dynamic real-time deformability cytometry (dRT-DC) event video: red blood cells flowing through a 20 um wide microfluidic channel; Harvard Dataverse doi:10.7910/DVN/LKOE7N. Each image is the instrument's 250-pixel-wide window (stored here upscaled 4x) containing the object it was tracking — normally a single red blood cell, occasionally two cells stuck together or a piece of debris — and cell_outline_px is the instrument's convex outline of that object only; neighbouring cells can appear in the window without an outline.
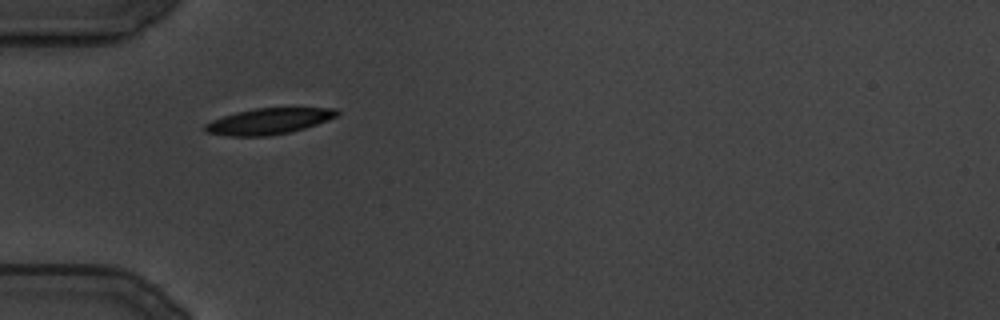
{"species": "common noctule bat (a hibernating species)", "species_latin": "Nyctalus noctula", "temperature_condition": "cold", "stored_images_in_passage": 83, "camera_frame_rate_fps": 3000, "um_per_image_px": 0.085, "animal": {"sex": "male", "body_mass_g": 19.5, "forearm_length_mm": 54.6}, "frame": {"image": 1, "passage_image": 1, "time_ms": 0.0, "image_size_px": [1000, 320], "cell_outline_px": [[340, 112], [336, 116], [328, 120], [292, 132], [268, 136], [228, 136], [204, 132], [204, 124], [212, 120], [236, 112], [256, 108], [336, 108]], "centroid_in_image_um": [22.82, 10.31], "position_along_channel_um": 62.2, "area_um2": 20.0}}
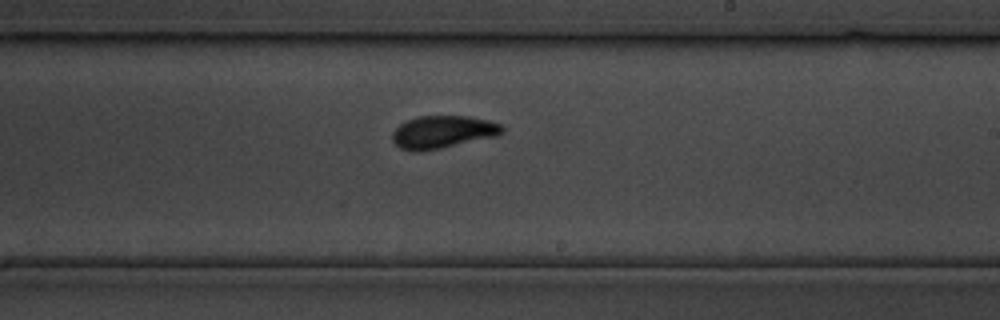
{"frame": {"image": 2, "passage_image": 37, "time_ms": 12.0, "image_size_px": [1000, 320], "cell_outline_px": [[504, 132], [496, 136], [440, 148], [420, 152], [412, 152], [400, 148], [392, 140], [392, 132], [400, 124], [408, 120], [420, 116], [468, 116], [488, 120], [500, 124], [504, 128]], "centroid_in_image_um": [37.62, 11.22], "position_along_channel_um": 251.4, "area_um2": 20.81}}
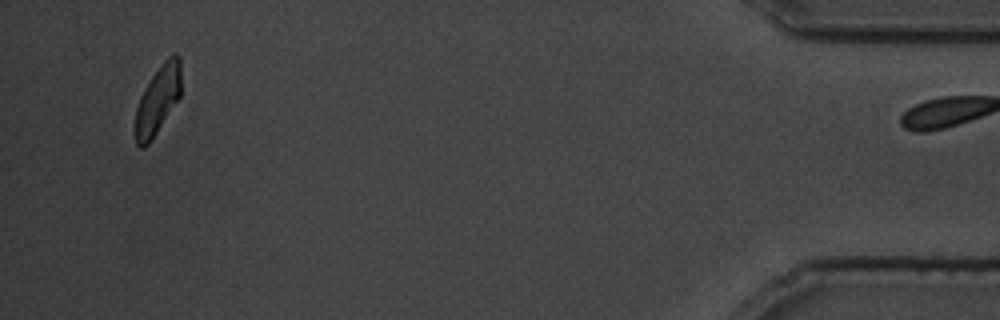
{"frame": {"image": 3, "passage_image": 82, "time_ms": 27.0, "image_size_px": [1000, 320], "cell_outline_px": [[180, 96], [152, 140], [144, 148], [140, 148], [136, 144], [132, 132], [132, 128], [136, 108], [140, 96], [144, 88], [152, 76], [164, 60], [168, 56], [176, 52], [180, 56]], "centroid_in_image_um": [13.35, 8.55], "position_along_channel_um": 421.8, "area_um2": 18.67}}